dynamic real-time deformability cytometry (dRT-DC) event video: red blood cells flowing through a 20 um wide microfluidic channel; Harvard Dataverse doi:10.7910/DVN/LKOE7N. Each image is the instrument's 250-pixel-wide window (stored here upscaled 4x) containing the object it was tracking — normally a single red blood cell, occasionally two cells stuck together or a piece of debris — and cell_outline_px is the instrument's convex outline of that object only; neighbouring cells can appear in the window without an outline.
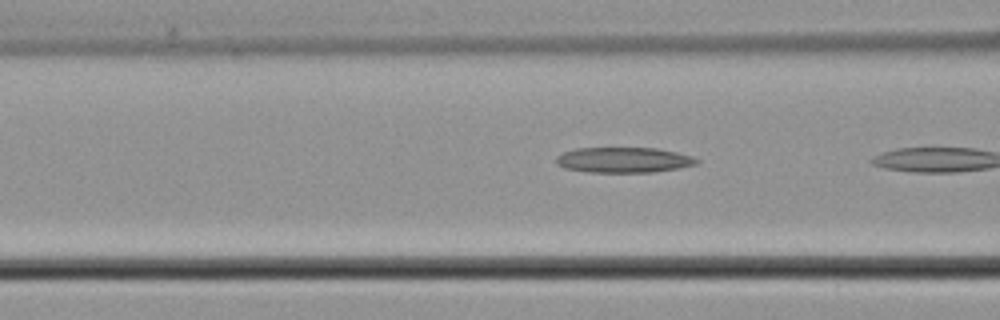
{"species": "common noctule bat (a hibernating species)", "species_latin": "Nyctalus noctula", "temperature_condition": "cold", "stored_images_in_passage": 7, "camera_frame_rate_fps": 3000, "um_per_image_px": 0.085, "animal": {"sex": "male", "body_mass_g": 21.5, "forearm_length_mm": 52.0}, "frame": {"image": 1, "passage_image": 7, "time_ms": 9.0, "image_size_px": [1000, 320], "cell_outline_px": [[700, 160], [696, 164], [676, 168], [652, 172], [588, 172], [564, 168], [556, 164], [556, 156], [564, 152], [576, 148], [656, 148], [676, 152], [692, 156]], "centroid_in_image_um": [52.97, 13.59], "position_along_channel_um": 113.6, "area_um2": 20.69}}